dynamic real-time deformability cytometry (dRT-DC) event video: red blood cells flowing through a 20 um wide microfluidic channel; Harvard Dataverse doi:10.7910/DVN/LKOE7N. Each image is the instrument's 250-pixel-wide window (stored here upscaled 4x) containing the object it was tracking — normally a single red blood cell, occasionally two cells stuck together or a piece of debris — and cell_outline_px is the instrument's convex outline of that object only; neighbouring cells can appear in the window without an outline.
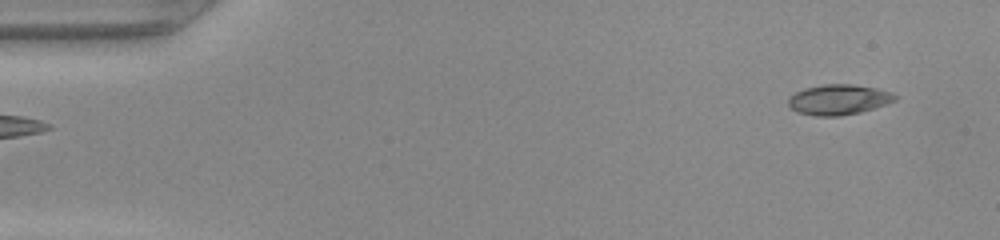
{"species": "common noctule bat (a hibernating species)", "species_latin": "Nyctalus noctula", "temperature_condition": "warm", "stored_images_in_passage": 46, "camera_frame_rate_fps": 3000, "um_per_image_px": 0.085, "animal": {"sex": "female", "body_mass_g": 22.0, "forearm_length_mm": 56.7}, "frame": {"image": 1, "passage_image": 1, "time_ms": 0.0, "image_size_px": [1000, 240], "cell_outline_px": [[900, 96], [896, 100], [860, 112], [840, 116], [816, 116], [796, 112], [788, 104], [788, 96], [804, 88], [824, 84], [852, 84], [876, 88], [892, 92]], "centroid_in_image_um": [71.27, 8.46], "position_along_channel_um": 13.7, "area_um2": 18.9}}
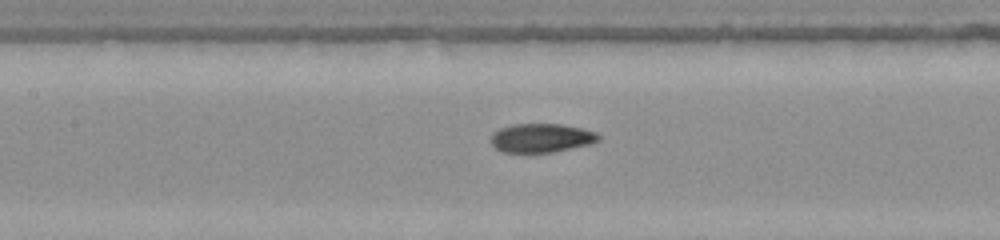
{"frame": {"image": 2, "passage_image": 20, "time_ms": 6.333, "image_size_px": [1000, 240], "cell_outline_px": [[600, 140], [588, 144], [552, 152], [504, 152], [496, 148], [492, 144], [492, 132], [500, 128], [512, 124], [560, 124], [580, 128], [596, 132], [600, 136]], "centroid_in_image_um": [46.0, 11.72], "position_along_channel_um": 161.4, "area_um2": 17.86}}
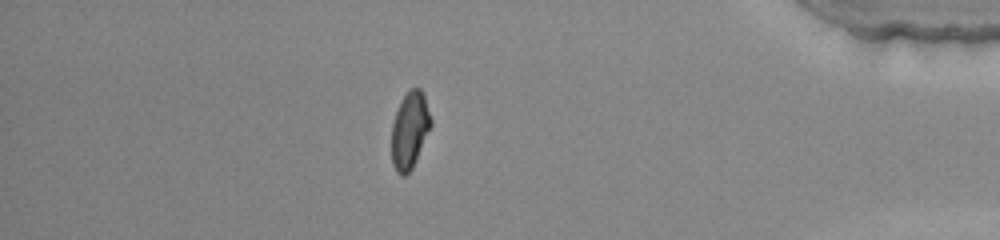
{"frame": {"image": 3, "passage_image": 40, "time_ms": 13.0, "image_size_px": [1000, 240], "cell_outline_px": [[432, 124], [416, 160], [412, 168], [404, 176], [400, 176], [396, 172], [392, 164], [392, 124], [400, 100], [412, 88], [420, 88], [424, 92], [432, 120]], "centroid_in_image_um": [34.83, 11.06], "position_along_channel_um": 400.4, "area_um2": 17.63}}